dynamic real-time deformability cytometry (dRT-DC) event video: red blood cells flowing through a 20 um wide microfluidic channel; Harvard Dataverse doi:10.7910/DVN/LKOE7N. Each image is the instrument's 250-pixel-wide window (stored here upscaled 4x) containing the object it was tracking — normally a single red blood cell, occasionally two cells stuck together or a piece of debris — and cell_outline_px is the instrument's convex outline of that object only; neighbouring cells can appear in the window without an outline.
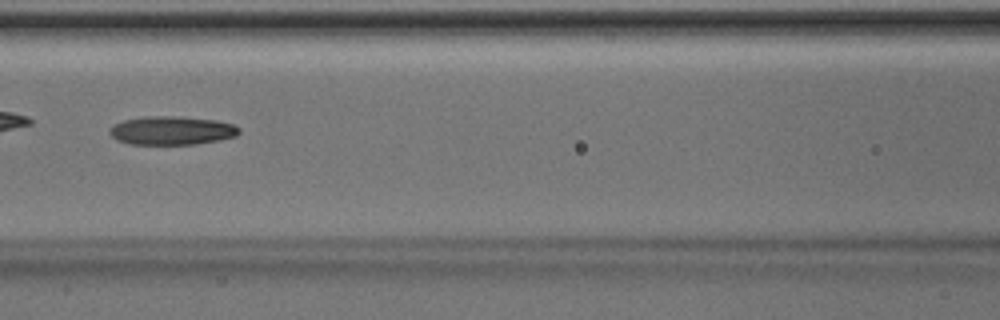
{"species": "Egyptian fruit bat (a non-hibernating species)", "species_latin": "Rousettus aegyptiacus", "temperature_condition": "room temperature", "stored_images_in_passage": 47, "camera_frame_rate_fps": 3000, "um_per_image_px": 0.085, "animal": {"sex": "male"}, "frame": {"image": 1, "passage_image": 21, "time_ms": 6.667, "image_size_px": [1000, 320], "cell_outline_px": [[240, 132], [236, 136], [220, 140], [196, 144], [128, 144], [116, 140], [108, 132], [108, 128], [124, 120], [148, 116], [180, 116], [216, 120], [232, 124], [240, 128]], "centroid_in_image_um": [14.6, 11.09], "position_along_channel_um": 152.0, "area_um2": 21.68}}
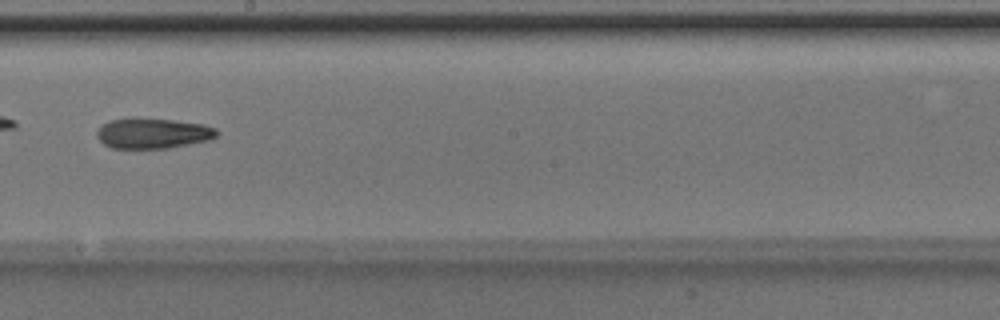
{"frame": {"image": 2, "passage_image": 27, "time_ms": 8.667, "image_size_px": [1000, 320], "cell_outline_px": [[216, 136], [208, 140], [168, 148], [112, 148], [104, 144], [96, 136], [96, 132], [108, 120], [132, 116], [172, 120], [204, 124], [216, 128]], "centroid_in_image_um": [12.95, 11.3], "position_along_channel_um": 235.3, "area_um2": 21.39}, "authors_computed_cell_mechanics": {"area_um2": 21.2704, "velocity_mm_per_s": 4.1824, "shape_relaxation_time_tau1_ms": 7.5089, "shape_relaxation_time_tau2_ms": 10.2531, "deformation_change_tau1": 0.1719, "deformation_change_tau2": 0.2753}}